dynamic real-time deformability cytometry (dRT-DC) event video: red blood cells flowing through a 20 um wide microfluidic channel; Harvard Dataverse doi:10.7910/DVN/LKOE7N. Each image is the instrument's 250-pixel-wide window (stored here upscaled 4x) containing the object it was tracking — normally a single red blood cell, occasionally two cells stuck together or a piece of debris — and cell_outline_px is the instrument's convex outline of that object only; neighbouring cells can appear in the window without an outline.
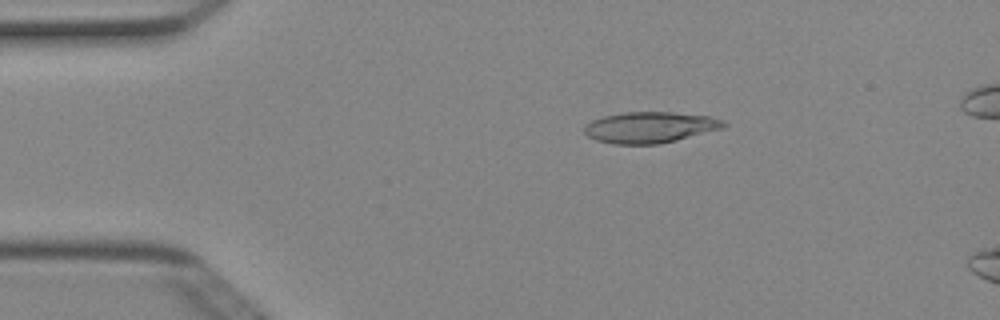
{"species": "Egyptian fruit bat (a non-hibernating species)", "species_latin": "Rousettus aegyptiacus", "temperature_condition": "cold", "stored_images_in_passage": 49, "camera_frame_rate_fps": 3000, "um_per_image_px": 0.085, "animal": {"sex": "female"}, "frame": {"image": 1, "passage_image": 8, "time_ms": 2.333, "image_size_px": [1000, 320], "cell_outline_px": [[728, 124], [724, 128], [660, 144], [612, 144], [596, 140], [588, 136], [584, 132], [584, 128], [592, 120], [604, 116], [624, 112], [672, 112], [712, 116], [724, 120]], "centroid_in_image_um": [55.29, 10.82], "position_along_channel_um": 29.7, "area_um2": 25.32}}
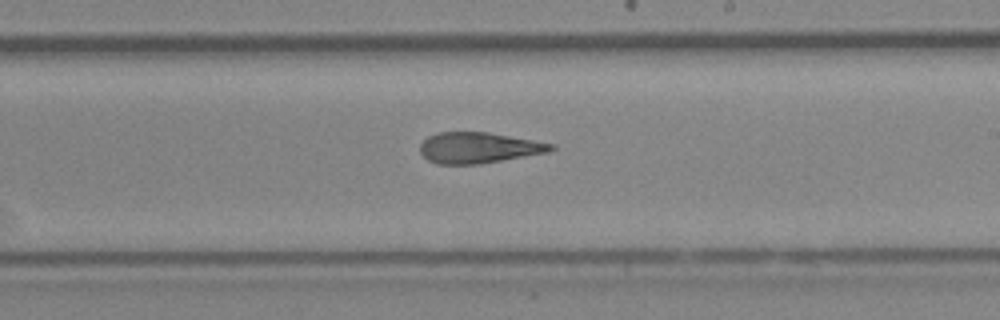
{"frame": {"image": 2, "passage_image": 28, "time_ms": 9.0, "image_size_px": [1000, 320], "cell_outline_px": [[556, 148], [548, 152], [476, 164], [436, 164], [428, 160], [420, 152], [420, 144], [428, 136], [436, 132], [488, 132], [556, 144]], "centroid_in_image_um": [40.66, 12.55], "position_along_channel_um": 248.3, "area_um2": 23.41}}
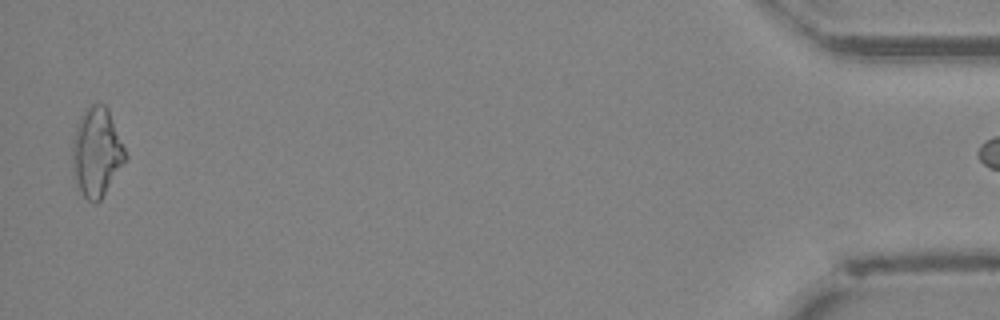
{"frame": {"image": 3, "passage_image": 48, "time_ms": 15.667, "image_size_px": [1000, 320], "cell_outline_px": [[128, 156], [100, 200], [96, 204], [92, 204], [80, 192], [72, 176], [72, 140], [76, 124], [84, 108], [92, 104], [104, 104], [108, 108]], "centroid_in_image_um": [8.18, 12.93], "position_along_channel_um": 427.0, "area_um2": 27.74}}